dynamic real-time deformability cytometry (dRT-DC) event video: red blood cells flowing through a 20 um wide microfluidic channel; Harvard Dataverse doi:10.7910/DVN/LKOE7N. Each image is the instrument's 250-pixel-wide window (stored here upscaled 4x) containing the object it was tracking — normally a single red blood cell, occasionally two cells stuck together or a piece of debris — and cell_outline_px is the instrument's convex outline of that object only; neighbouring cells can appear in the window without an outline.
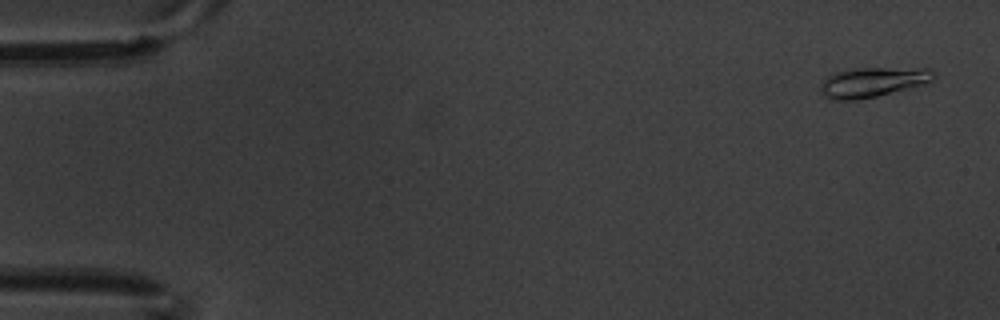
{"species": "common noctule bat (a hibernating species)", "species_latin": "Nyctalus noctula", "temperature_condition": "warm", "stored_images_in_passage": 4, "camera_frame_rate_fps": 3000, "um_per_image_px": 0.085, "animal": {"sex": "male", "body_mass_g": 20.1, "forearm_length_mm": 53.5}, "frame": {"image": 1, "passage_image": 1, "time_ms": 0.0, "image_size_px": [1000, 320], "cell_outline_px": [[936, 76], [932, 80], [924, 84], [876, 96], [856, 100], [832, 100], [824, 96], [820, 88], [820, 84], [832, 72], [856, 68], [932, 68]], "centroid_in_image_um": [74.17, 6.97], "position_along_channel_um": 10.8, "area_um2": 19.71}}